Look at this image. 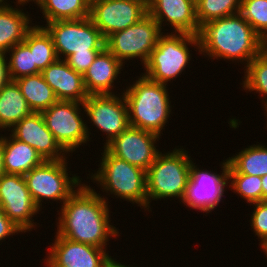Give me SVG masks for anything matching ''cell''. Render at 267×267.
Returning a JSON list of instances; mask_svg holds the SVG:
<instances>
[{
  "label": "cell",
  "instance_id": "obj_1",
  "mask_svg": "<svg viewBox=\"0 0 267 267\" xmlns=\"http://www.w3.org/2000/svg\"><path fill=\"white\" fill-rule=\"evenodd\" d=\"M107 200L82 183L62 205L56 233L74 242L107 249L109 238L119 236L118 228L110 224Z\"/></svg>",
  "mask_w": 267,
  "mask_h": 267
},
{
  "label": "cell",
  "instance_id": "obj_2",
  "mask_svg": "<svg viewBox=\"0 0 267 267\" xmlns=\"http://www.w3.org/2000/svg\"><path fill=\"white\" fill-rule=\"evenodd\" d=\"M198 36L199 53L213 59L237 60L247 66L261 53L262 38L240 13L206 22Z\"/></svg>",
  "mask_w": 267,
  "mask_h": 267
},
{
  "label": "cell",
  "instance_id": "obj_3",
  "mask_svg": "<svg viewBox=\"0 0 267 267\" xmlns=\"http://www.w3.org/2000/svg\"><path fill=\"white\" fill-rule=\"evenodd\" d=\"M126 88L122 95L127 103L130 126L161 136L172 111L166 84L151 81L141 74Z\"/></svg>",
  "mask_w": 267,
  "mask_h": 267
},
{
  "label": "cell",
  "instance_id": "obj_4",
  "mask_svg": "<svg viewBox=\"0 0 267 267\" xmlns=\"http://www.w3.org/2000/svg\"><path fill=\"white\" fill-rule=\"evenodd\" d=\"M101 155L100 167L90 175L91 180L105 193L148 210L146 171L112 155L105 147Z\"/></svg>",
  "mask_w": 267,
  "mask_h": 267
},
{
  "label": "cell",
  "instance_id": "obj_5",
  "mask_svg": "<svg viewBox=\"0 0 267 267\" xmlns=\"http://www.w3.org/2000/svg\"><path fill=\"white\" fill-rule=\"evenodd\" d=\"M191 161L188 151L184 148H174L172 152L164 154L158 153L146 171L148 211L150 202L155 199L177 197L182 201L190 178Z\"/></svg>",
  "mask_w": 267,
  "mask_h": 267
},
{
  "label": "cell",
  "instance_id": "obj_6",
  "mask_svg": "<svg viewBox=\"0 0 267 267\" xmlns=\"http://www.w3.org/2000/svg\"><path fill=\"white\" fill-rule=\"evenodd\" d=\"M190 44L200 51L198 35L163 33L144 64L146 72L143 75L151 81L167 85V82L181 75L190 63Z\"/></svg>",
  "mask_w": 267,
  "mask_h": 267
},
{
  "label": "cell",
  "instance_id": "obj_7",
  "mask_svg": "<svg viewBox=\"0 0 267 267\" xmlns=\"http://www.w3.org/2000/svg\"><path fill=\"white\" fill-rule=\"evenodd\" d=\"M67 163V158L43 161L24 175L28 190L40 211L43 200H59L62 205L76 191V187L82 185L79 176H69Z\"/></svg>",
  "mask_w": 267,
  "mask_h": 267
},
{
  "label": "cell",
  "instance_id": "obj_8",
  "mask_svg": "<svg viewBox=\"0 0 267 267\" xmlns=\"http://www.w3.org/2000/svg\"><path fill=\"white\" fill-rule=\"evenodd\" d=\"M44 28L51 35L57 56L62 60L75 52L102 51L105 48V39L90 17L53 21Z\"/></svg>",
  "mask_w": 267,
  "mask_h": 267
},
{
  "label": "cell",
  "instance_id": "obj_9",
  "mask_svg": "<svg viewBox=\"0 0 267 267\" xmlns=\"http://www.w3.org/2000/svg\"><path fill=\"white\" fill-rule=\"evenodd\" d=\"M161 31L157 21L147 14L137 23L111 34L105 47L123 64L137 57L144 66L163 34Z\"/></svg>",
  "mask_w": 267,
  "mask_h": 267
},
{
  "label": "cell",
  "instance_id": "obj_10",
  "mask_svg": "<svg viewBox=\"0 0 267 267\" xmlns=\"http://www.w3.org/2000/svg\"><path fill=\"white\" fill-rule=\"evenodd\" d=\"M80 106L84 110L81 102L57 101L41 112L47 129L68 155V152H74L81 144H85L91 139L89 138L90 129L80 116L82 111Z\"/></svg>",
  "mask_w": 267,
  "mask_h": 267
},
{
  "label": "cell",
  "instance_id": "obj_11",
  "mask_svg": "<svg viewBox=\"0 0 267 267\" xmlns=\"http://www.w3.org/2000/svg\"><path fill=\"white\" fill-rule=\"evenodd\" d=\"M222 173L201 170L190 162V178L182 202L184 205L206 213L216 209L224 196V187L228 182L229 162L226 159L221 164ZM212 172V173H211ZM216 206V207H215Z\"/></svg>",
  "mask_w": 267,
  "mask_h": 267
},
{
  "label": "cell",
  "instance_id": "obj_12",
  "mask_svg": "<svg viewBox=\"0 0 267 267\" xmlns=\"http://www.w3.org/2000/svg\"><path fill=\"white\" fill-rule=\"evenodd\" d=\"M148 0H90V18L106 40L148 14Z\"/></svg>",
  "mask_w": 267,
  "mask_h": 267
},
{
  "label": "cell",
  "instance_id": "obj_13",
  "mask_svg": "<svg viewBox=\"0 0 267 267\" xmlns=\"http://www.w3.org/2000/svg\"><path fill=\"white\" fill-rule=\"evenodd\" d=\"M0 206L22 232L35 228L36 222L32 217L40 209L32 199L24 176L3 174L0 177Z\"/></svg>",
  "mask_w": 267,
  "mask_h": 267
},
{
  "label": "cell",
  "instance_id": "obj_14",
  "mask_svg": "<svg viewBox=\"0 0 267 267\" xmlns=\"http://www.w3.org/2000/svg\"><path fill=\"white\" fill-rule=\"evenodd\" d=\"M84 111L90 122L106 135L103 147L130 126L128 107L124 95H89L83 102Z\"/></svg>",
  "mask_w": 267,
  "mask_h": 267
},
{
  "label": "cell",
  "instance_id": "obj_15",
  "mask_svg": "<svg viewBox=\"0 0 267 267\" xmlns=\"http://www.w3.org/2000/svg\"><path fill=\"white\" fill-rule=\"evenodd\" d=\"M160 135L129 126L105 148L114 156L147 171L160 152L155 146Z\"/></svg>",
  "mask_w": 267,
  "mask_h": 267
},
{
  "label": "cell",
  "instance_id": "obj_16",
  "mask_svg": "<svg viewBox=\"0 0 267 267\" xmlns=\"http://www.w3.org/2000/svg\"><path fill=\"white\" fill-rule=\"evenodd\" d=\"M46 267H106L113 259L106 249L74 242L56 233L48 251Z\"/></svg>",
  "mask_w": 267,
  "mask_h": 267
},
{
  "label": "cell",
  "instance_id": "obj_17",
  "mask_svg": "<svg viewBox=\"0 0 267 267\" xmlns=\"http://www.w3.org/2000/svg\"><path fill=\"white\" fill-rule=\"evenodd\" d=\"M11 135L34 148L44 161L66 159L67 153L56 142L53 134L47 129L41 112H32L24 117L11 130Z\"/></svg>",
  "mask_w": 267,
  "mask_h": 267
},
{
  "label": "cell",
  "instance_id": "obj_18",
  "mask_svg": "<svg viewBox=\"0 0 267 267\" xmlns=\"http://www.w3.org/2000/svg\"><path fill=\"white\" fill-rule=\"evenodd\" d=\"M147 8L148 14L157 21L161 30L165 21L171 24L174 33L199 35L201 27L193 0H148Z\"/></svg>",
  "mask_w": 267,
  "mask_h": 267
},
{
  "label": "cell",
  "instance_id": "obj_19",
  "mask_svg": "<svg viewBox=\"0 0 267 267\" xmlns=\"http://www.w3.org/2000/svg\"><path fill=\"white\" fill-rule=\"evenodd\" d=\"M41 73L58 101L83 103L88 98L83 74L73 70L64 59L48 65Z\"/></svg>",
  "mask_w": 267,
  "mask_h": 267
},
{
  "label": "cell",
  "instance_id": "obj_20",
  "mask_svg": "<svg viewBox=\"0 0 267 267\" xmlns=\"http://www.w3.org/2000/svg\"><path fill=\"white\" fill-rule=\"evenodd\" d=\"M123 63L106 47L97 55L83 74L84 85L89 95L114 94V81L121 73Z\"/></svg>",
  "mask_w": 267,
  "mask_h": 267
},
{
  "label": "cell",
  "instance_id": "obj_21",
  "mask_svg": "<svg viewBox=\"0 0 267 267\" xmlns=\"http://www.w3.org/2000/svg\"><path fill=\"white\" fill-rule=\"evenodd\" d=\"M0 138L3 142L5 174L24 176L44 161L34 148L11 134L8 137L1 134Z\"/></svg>",
  "mask_w": 267,
  "mask_h": 267
},
{
  "label": "cell",
  "instance_id": "obj_22",
  "mask_svg": "<svg viewBox=\"0 0 267 267\" xmlns=\"http://www.w3.org/2000/svg\"><path fill=\"white\" fill-rule=\"evenodd\" d=\"M22 11L20 7L14 8L9 3L0 8V52L7 53L13 46L23 42L26 33L33 27L29 14Z\"/></svg>",
  "mask_w": 267,
  "mask_h": 267
},
{
  "label": "cell",
  "instance_id": "obj_23",
  "mask_svg": "<svg viewBox=\"0 0 267 267\" xmlns=\"http://www.w3.org/2000/svg\"><path fill=\"white\" fill-rule=\"evenodd\" d=\"M32 112L15 81H9L0 90V130L9 131Z\"/></svg>",
  "mask_w": 267,
  "mask_h": 267
},
{
  "label": "cell",
  "instance_id": "obj_24",
  "mask_svg": "<svg viewBox=\"0 0 267 267\" xmlns=\"http://www.w3.org/2000/svg\"><path fill=\"white\" fill-rule=\"evenodd\" d=\"M14 81L33 112H42L58 101L42 73L24 76Z\"/></svg>",
  "mask_w": 267,
  "mask_h": 267
},
{
  "label": "cell",
  "instance_id": "obj_25",
  "mask_svg": "<svg viewBox=\"0 0 267 267\" xmlns=\"http://www.w3.org/2000/svg\"><path fill=\"white\" fill-rule=\"evenodd\" d=\"M47 23L90 17V0H36Z\"/></svg>",
  "mask_w": 267,
  "mask_h": 267
},
{
  "label": "cell",
  "instance_id": "obj_26",
  "mask_svg": "<svg viewBox=\"0 0 267 267\" xmlns=\"http://www.w3.org/2000/svg\"><path fill=\"white\" fill-rule=\"evenodd\" d=\"M23 42L33 51L36 74L41 73L48 65L59 59L53 39L43 25L33 24V27L26 33Z\"/></svg>",
  "mask_w": 267,
  "mask_h": 267
},
{
  "label": "cell",
  "instance_id": "obj_27",
  "mask_svg": "<svg viewBox=\"0 0 267 267\" xmlns=\"http://www.w3.org/2000/svg\"><path fill=\"white\" fill-rule=\"evenodd\" d=\"M228 173L265 176L267 174V147L262 144L251 145L228 158Z\"/></svg>",
  "mask_w": 267,
  "mask_h": 267
},
{
  "label": "cell",
  "instance_id": "obj_28",
  "mask_svg": "<svg viewBox=\"0 0 267 267\" xmlns=\"http://www.w3.org/2000/svg\"><path fill=\"white\" fill-rule=\"evenodd\" d=\"M244 68V81L241 85L244 90L255 91L266 100V102L264 99L262 101L265 103L267 116V57L260 53Z\"/></svg>",
  "mask_w": 267,
  "mask_h": 267
},
{
  "label": "cell",
  "instance_id": "obj_29",
  "mask_svg": "<svg viewBox=\"0 0 267 267\" xmlns=\"http://www.w3.org/2000/svg\"><path fill=\"white\" fill-rule=\"evenodd\" d=\"M196 18L201 27L206 22L240 13L241 0H198Z\"/></svg>",
  "mask_w": 267,
  "mask_h": 267
},
{
  "label": "cell",
  "instance_id": "obj_30",
  "mask_svg": "<svg viewBox=\"0 0 267 267\" xmlns=\"http://www.w3.org/2000/svg\"><path fill=\"white\" fill-rule=\"evenodd\" d=\"M7 53H9L8 55L10 56L8 59V67L12 81L24 76L36 74L33 51H31L24 42L13 46Z\"/></svg>",
  "mask_w": 267,
  "mask_h": 267
},
{
  "label": "cell",
  "instance_id": "obj_31",
  "mask_svg": "<svg viewBox=\"0 0 267 267\" xmlns=\"http://www.w3.org/2000/svg\"><path fill=\"white\" fill-rule=\"evenodd\" d=\"M228 182L231 191L239 194L248 204L262 202V179L261 176L248 174L228 173Z\"/></svg>",
  "mask_w": 267,
  "mask_h": 267
},
{
  "label": "cell",
  "instance_id": "obj_32",
  "mask_svg": "<svg viewBox=\"0 0 267 267\" xmlns=\"http://www.w3.org/2000/svg\"><path fill=\"white\" fill-rule=\"evenodd\" d=\"M240 14L261 38L267 34V0H241Z\"/></svg>",
  "mask_w": 267,
  "mask_h": 267
},
{
  "label": "cell",
  "instance_id": "obj_33",
  "mask_svg": "<svg viewBox=\"0 0 267 267\" xmlns=\"http://www.w3.org/2000/svg\"><path fill=\"white\" fill-rule=\"evenodd\" d=\"M254 211L251 215L250 226L252 227L255 236L259 239L267 235V201L252 203Z\"/></svg>",
  "mask_w": 267,
  "mask_h": 267
},
{
  "label": "cell",
  "instance_id": "obj_34",
  "mask_svg": "<svg viewBox=\"0 0 267 267\" xmlns=\"http://www.w3.org/2000/svg\"><path fill=\"white\" fill-rule=\"evenodd\" d=\"M100 52L101 51L75 52L69 55L65 61L73 70L84 74Z\"/></svg>",
  "mask_w": 267,
  "mask_h": 267
},
{
  "label": "cell",
  "instance_id": "obj_35",
  "mask_svg": "<svg viewBox=\"0 0 267 267\" xmlns=\"http://www.w3.org/2000/svg\"><path fill=\"white\" fill-rule=\"evenodd\" d=\"M22 231L7 217L3 208L0 206V241L6 240L9 236H13ZM6 238V239H5Z\"/></svg>",
  "mask_w": 267,
  "mask_h": 267
},
{
  "label": "cell",
  "instance_id": "obj_36",
  "mask_svg": "<svg viewBox=\"0 0 267 267\" xmlns=\"http://www.w3.org/2000/svg\"><path fill=\"white\" fill-rule=\"evenodd\" d=\"M7 53L0 52V90L11 81Z\"/></svg>",
  "mask_w": 267,
  "mask_h": 267
},
{
  "label": "cell",
  "instance_id": "obj_37",
  "mask_svg": "<svg viewBox=\"0 0 267 267\" xmlns=\"http://www.w3.org/2000/svg\"><path fill=\"white\" fill-rule=\"evenodd\" d=\"M5 174L4 169V152H3V142L0 138V177Z\"/></svg>",
  "mask_w": 267,
  "mask_h": 267
},
{
  "label": "cell",
  "instance_id": "obj_38",
  "mask_svg": "<svg viewBox=\"0 0 267 267\" xmlns=\"http://www.w3.org/2000/svg\"><path fill=\"white\" fill-rule=\"evenodd\" d=\"M262 179V201H267V174Z\"/></svg>",
  "mask_w": 267,
  "mask_h": 267
},
{
  "label": "cell",
  "instance_id": "obj_39",
  "mask_svg": "<svg viewBox=\"0 0 267 267\" xmlns=\"http://www.w3.org/2000/svg\"><path fill=\"white\" fill-rule=\"evenodd\" d=\"M117 259H112L106 267H133V266H127L125 264H121L120 262L116 261Z\"/></svg>",
  "mask_w": 267,
  "mask_h": 267
},
{
  "label": "cell",
  "instance_id": "obj_40",
  "mask_svg": "<svg viewBox=\"0 0 267 267\" xmlns=\"http://www.w3.org/2000/svg\"><path fill=\"white\" fill-rule=\"evenodd\" d=\"M261 53L267 57V34L262 38Z\"/></svg>",
  "mask_w": 267,
  "mask_h": 267
},
{
  "label": "cell",
  "instance_id": "obj_41",
  "mask_svg": "<svg viewBox=\"0 0 267 267\" xmlns=\"http://www.w3.org/2000/svg\"><path fill=\"white\" fill-rule=\"evenodd\" d=\"M261 245V249H263V251L265 252V255L267 257V235H265L263 238H261L260 244Z\"/></svg>",
  "mask_w": 267,
  "mask_h": 267
},
{
  "label": "cell",
  "instance_id": "obj_42",
  "mask_svg": "<svg viewBox=\"0 0 267 267\" xmlns=\"http://www.w3.org/2000/svg\"><path fill=\"white\" fill-rule=\"evenodd\" d=\"M31 1H33V2H35L36 0H16V2H17V4H18V6H20V5H24L25 3H29V2H31ZM20 4V5H19Z\"/></svg>",
  "mask_w": 267,
  "mask_h": 267
},
{
  "label": "cell",
  "instance_id": "obj_43",
  "mask_svg": "<svg viewBox=\"0 0 267 267\" xmlns=\"http://www.w3.org/2000/svg\"><path fill=\"white\" fill-rule=\"evenodd\" d=\"M7 2H5V0H0V8L4 5V4H6Z\"/></svg>",
  "mask_w": 267,
  "mask_h": 267
}]
</instances>
